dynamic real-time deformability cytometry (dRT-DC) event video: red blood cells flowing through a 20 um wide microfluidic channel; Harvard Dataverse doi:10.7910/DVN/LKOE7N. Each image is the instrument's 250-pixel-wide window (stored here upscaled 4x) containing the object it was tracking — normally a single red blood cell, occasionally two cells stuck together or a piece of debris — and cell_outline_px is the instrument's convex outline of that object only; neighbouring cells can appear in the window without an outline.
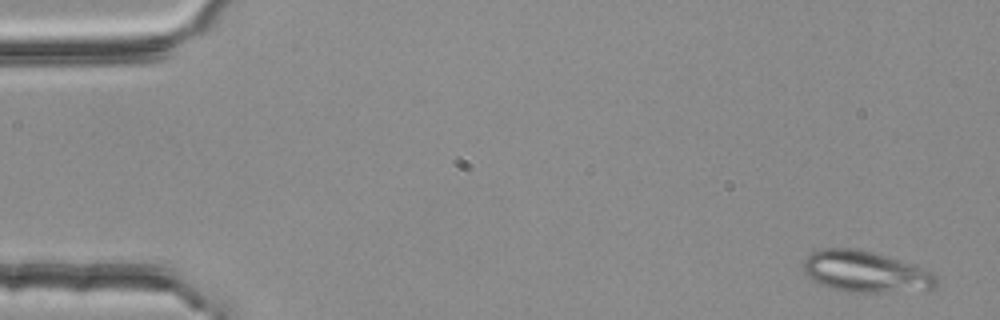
{"species": "common noctule bat (a hibernating species)", "species_latin": "Nyctalus noctula", "temperature_condition": "room temperature", "stored_images_in_passage": 4, "camera_frame_rate_fps": 3000, "um_per_image_px": 0.085, "animal": {"sex": "female", "body_mass_g": 25.1}, "frame": {"image": 1, "passage_image": 1, "time_ms": 0.0, "image_size_px": [1000, 320], "cell_outline_px": [[940, 280], [928, 292], [848, 292], [828, 288], [812, 280], [804, 272], [800, 264], [812, 252], [824, 248], [852, 248], [872, 252], [916, 264], [932, 272]], "centroid_in_image_um": [73.62, 23.12], "position_along_channel_um": 11.4, "area_um2": 32.71}}